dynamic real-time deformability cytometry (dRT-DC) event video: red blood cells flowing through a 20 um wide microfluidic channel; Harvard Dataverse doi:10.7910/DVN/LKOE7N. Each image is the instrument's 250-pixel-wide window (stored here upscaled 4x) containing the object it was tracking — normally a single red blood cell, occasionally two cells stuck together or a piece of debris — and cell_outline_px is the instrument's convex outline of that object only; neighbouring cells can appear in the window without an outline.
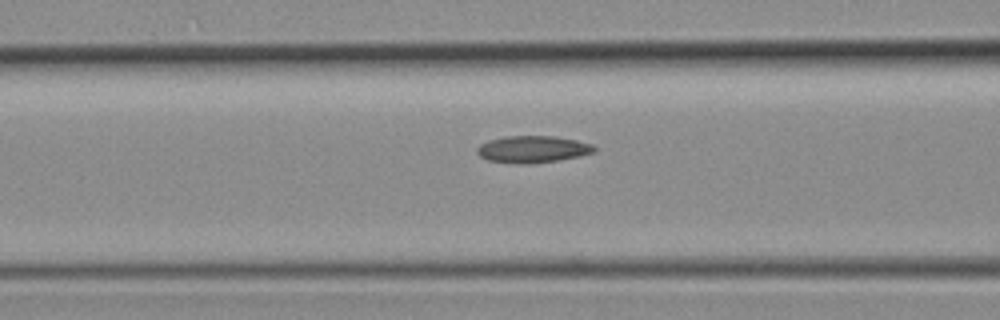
{"species": "common noctule bat (a hibernating species)", "species_latin": "Nyctalus noctula", "temperature_condition": "room temperature", "stored_images_in_passage": 5, "camera_frame_rate_fps": 3000, "um_per_image_px": 0.085, "animal": {"sex": "female", "body_mass_g": 19.3, "forearm_length_mm": 54.1}, "frame": {"image": 1, "passage_image": 4, "time_ms": 1.0, "image_size_px": [1000, 320], "cell_outline_px": [[596, 152], [580, 156], [560, 160], [528, 164], [520, 164], [488, 160], [480, 156], [476, 152], [476, 148], [480, 144], [488, 140], [508, 136], [552, 136], [576, 140], [592, 144], [596, 148]], "centroid_in_image_um": [45.28, 12.69], "position_along_channel_um": 121.3, "area_um2": 18.44}}